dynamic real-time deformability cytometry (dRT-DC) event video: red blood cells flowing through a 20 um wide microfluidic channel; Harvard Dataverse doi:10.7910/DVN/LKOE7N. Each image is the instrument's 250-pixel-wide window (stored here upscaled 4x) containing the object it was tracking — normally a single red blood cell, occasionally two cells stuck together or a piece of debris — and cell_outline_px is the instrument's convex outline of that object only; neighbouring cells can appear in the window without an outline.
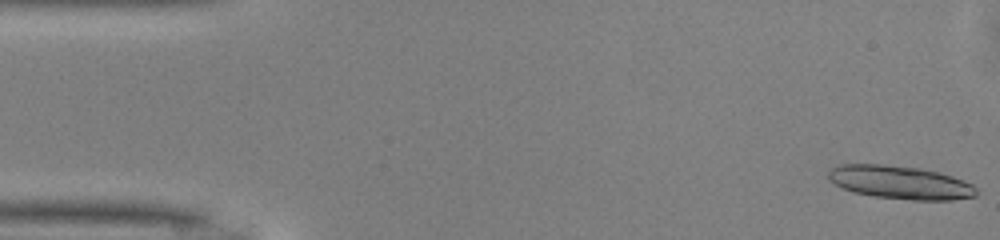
{"species": "common noctule bat (a hibernating species)", "species_latin": "Nyctalus noctula", "temperature_condition": "warm", "stored_images_in_passage": 49, "segment_of_instrument_passage": [1, 2], "camera_frame_rate_fps": 3000, "um_per_image_px": 0.085, "animal": {"sex": "male", "body_mass_g": 13.0, "forearm_length_mm": 53.1}, "frame": {"image": 1, "passage_image": 1, "time_ms": 0.0, "image_size_px": [1000, 240], "cell_outline_px": [[976, 196], [952, 200], [912, 200], [876, 196], [852, 192], [828, 180], [828, 172], [832, 168], [840, 164], [884, 164], [920, 168], [952, 176], [972, 184], [976, 188]], "centroid_in_image_um": [76.5, 15.5], "position_along_channel_um": 8.5, "area_um2": 28.55}}